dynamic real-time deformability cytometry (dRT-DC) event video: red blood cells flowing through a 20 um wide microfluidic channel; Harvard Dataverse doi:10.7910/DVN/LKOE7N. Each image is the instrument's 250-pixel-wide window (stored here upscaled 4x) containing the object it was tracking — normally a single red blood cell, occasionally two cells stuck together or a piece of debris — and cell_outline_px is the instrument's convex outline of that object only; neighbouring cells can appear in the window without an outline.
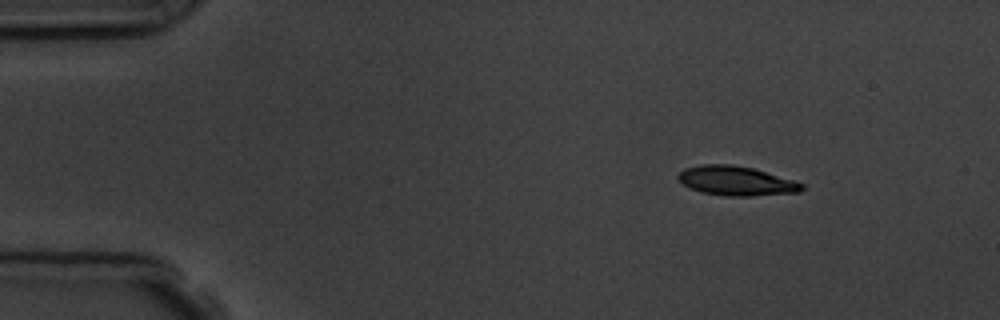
{"species": "common noctule bat (a hibernating species)", "species_latin": "Nyctalus noctula", "temperature_condition": "room temperature", "stored_images_in_passage": 6, "camera_frame_rate_fps": 3000, "um_per_image_px": 0.085, "animal": {"sex": "male", "body_mass_g": 19.5, "forearm_length_mm": 54.6}, "frame": {"image": 1, "passage_image": 1, "time_ms": 0.0, "image_size_px": [1000, 320], "cell_outline_px": [[804, 188], [800, 192], [752, 196], [724, 196], [700, 192], [684, 184], [676, 176], [684, 168], [700, 164], [732, 164], [752, 168], [792, 180], [804, 184]], "centroid_in_image_um": [62.56, 15.37], "position_along_channel_um": 22.4, "area_um2": 21.1}}
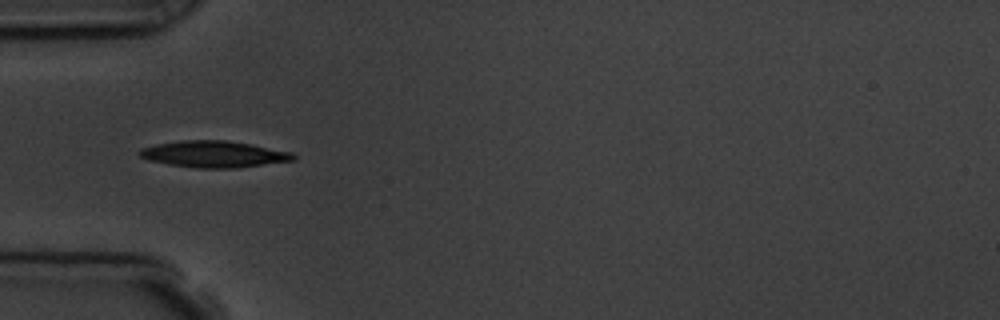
{"frame": {"image": 2, "passage_image": 4, "time_ms": 3.333, "image_size_px": [1000, 320], "cell_outline_px": [[296, 156], [292, 160], [236, 168], [192, 168], [168, 164], [148, 160], [140, 156], [136, 152], [140, 148], [156, 144], [184, 140], [224, 140], [252, 144], [292, 152]], "centroid_in_image_um": [18.13, 13.1], "position_along_channel_um": 66.9, "area_um2": 23.76}}